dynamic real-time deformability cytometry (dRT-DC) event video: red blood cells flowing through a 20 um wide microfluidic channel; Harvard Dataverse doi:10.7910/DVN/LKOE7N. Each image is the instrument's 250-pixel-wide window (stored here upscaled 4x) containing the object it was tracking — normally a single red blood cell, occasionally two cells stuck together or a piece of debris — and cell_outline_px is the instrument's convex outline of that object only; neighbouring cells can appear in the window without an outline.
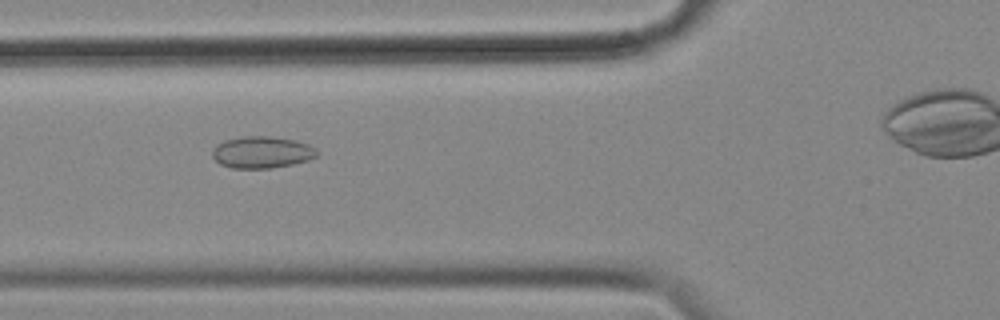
{"species": "common noctule bat (a hibernating species)", "species_latin": "Nyctalus noctula", "temperature_condition": "cold", "stored_images_in_passage": 33, "camera_frame_rate_fps": 3000, "um_per_image_px": 0.085, "animal": {"sex": "female", "body_mass_g": 18.4}, "frame": {"image": 1, "passage_image": 5, "time_ms": 1.333, "image_size_px": [1000, 320], "cell_outline_px": [[320, 152], [316, 156], [308, 160], [292, 164], [272, 168], [232, 168], [220, 164], [212, 156], [212, 148], [216, 144], [224, 140], [244, 136], [268, 136], [296, 140], [308, 144], [316, 148]], "centroid_in_image_um": [22.26, 12.93], "position_along_channel_um": 103.5, "area_um2": 19.54}}
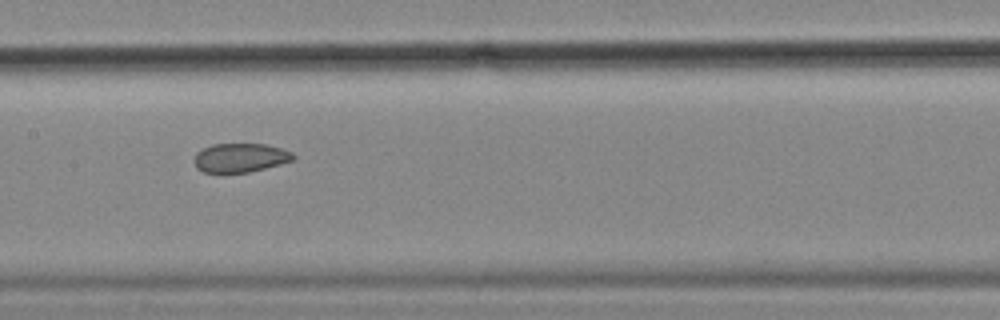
{"frame": {"image": 2, "passage_image": 12, "time_ms": 3.667, "image_size_px": [1000, 320], "cell_outline_px": [[296, 156], [292, 160], [280, 164], [248, 172], [204, 172], [196, 168], [192, 160], [196, 152], [212, 144], [264, 144], [280, 148], [292, 152]], "centroid_in_image_um": [20.38, 13.4], "position_along_channel_um": 187.0, "area_um2": 16.65}}
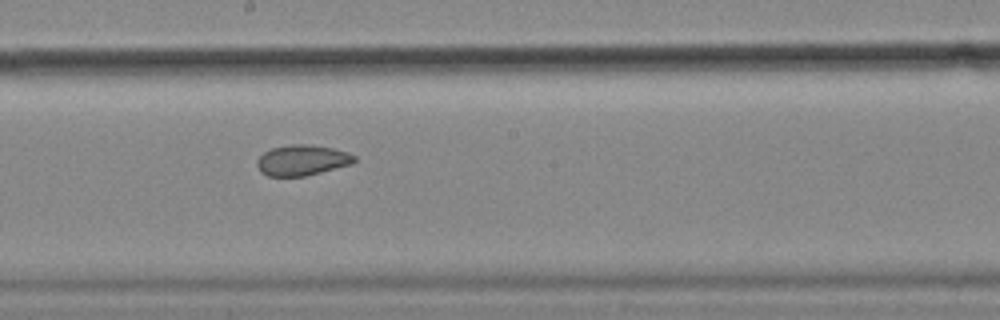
{"frame": {"image": 3, "passage_image": 15, "time_ms": 4.667, "image_size_px": [1000, 320], "cell_outline_px": [[356, 160], [352, 164], [304, 176], [268, 176], [260, 172], [256, 164], [256, 160], [264, 152], [272, 148], [292, 144], [308, 144], [332, 148], [348, 152], [356, 156]], "centroid_in_image_um": [25.67, 13.61], "position_along_channel_um": 222.5, "area_um2": 17.34}, "authors_computed_cell_mechanics": {"area_um2": 17.9758, "velocity_mm_per_s": 3.5752, "shape_relaxation_time_tau1_ms": null, "shape_relaxation_time_tau2_ms": 1.8377, "deformation_change_tau1": null, "deformation_change_tau2": 0.0717}}